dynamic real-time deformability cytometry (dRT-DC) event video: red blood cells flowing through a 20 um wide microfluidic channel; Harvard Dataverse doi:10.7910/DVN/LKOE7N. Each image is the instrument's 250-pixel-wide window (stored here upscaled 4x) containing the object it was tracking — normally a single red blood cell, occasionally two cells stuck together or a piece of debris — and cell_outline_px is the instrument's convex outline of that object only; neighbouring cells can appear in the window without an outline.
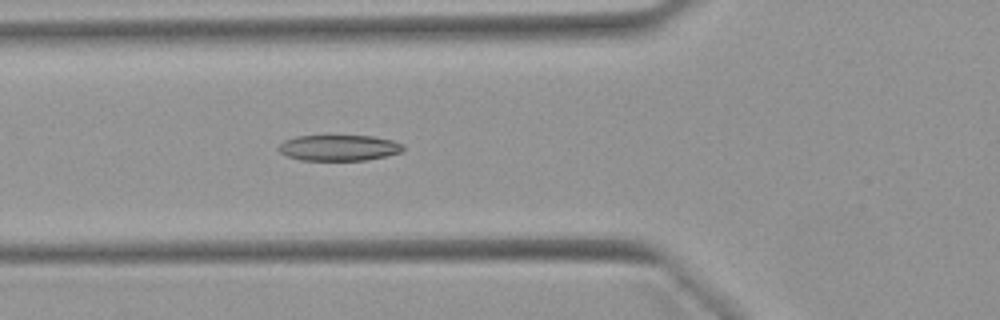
{"species": "Egyptian fruit bat (a non-hibernating species)", "species_latin": "Rousettus aegyptiacus", "temperature_condition": "warm", "stored_images_in_passage": 51, "camera_frame_rate_fps": 3000, "um_per_image_px": 0.085, "animal": {"sex": "female"}, "frame": {"image": 1, "passage_image": 18, "time_ms": 5.667, "image_size_px": [1000, 320], "cell_outline_px": [[404, 148], [400, 152], [384, 156], [364, 160], [300, 160], [288, 156], [280, 152], [276, 148], [284, 140], [296, 136], [372, 136], [392, 140], [404, 144]], "centroid_in_image_um": [28.78, 12.56], "position_along_channel_um": 97.0, "area_um2": 18.67}}
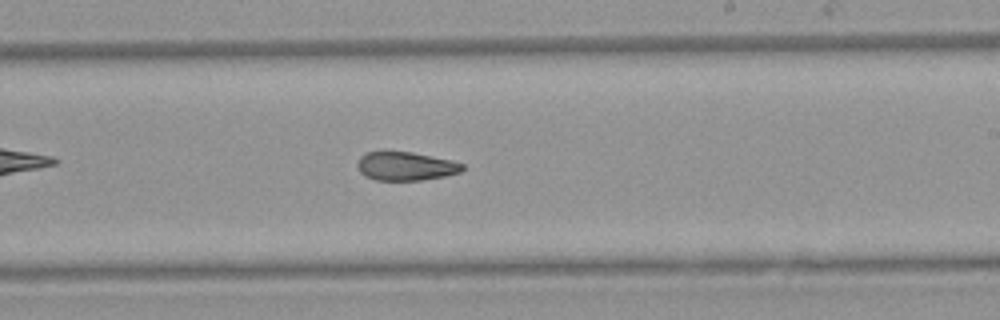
{"frame": {"image": 2, "passage_image": 30, "time_ms": 9.667, "image_size_px": [1000, 320], "cell_outline_px": [[464, 168], [460, 172], [444, 176], [420, 180], [376, 180], [364, 176], [360, 172], [356, 164], [360, 156], [364, 152], [412, 152], [452, 160], [464, 164]], "centroid_in_image_um": [34.46, 14.12], "position_along_channel_um": 254.5, "area_um2": 17.51}}
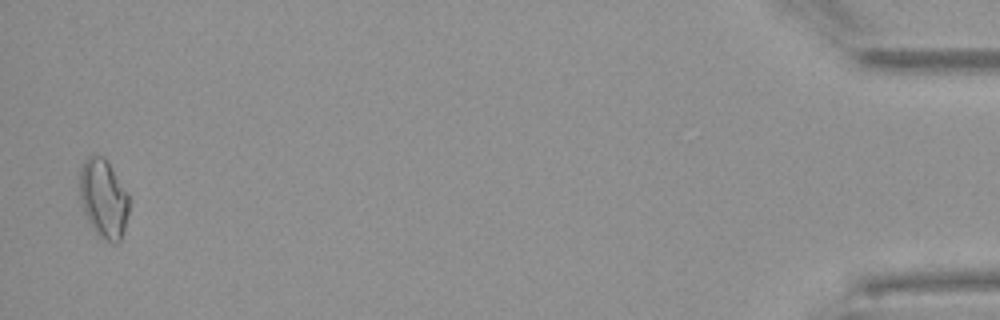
{"frame": {"image": 3, "passage_image": 50, "time_ms": 16.333, "image_size_px": [1000, 320], "cell_outline_px": [[128, 212], [124, 228], [120, 240], [116, 244], [112, 244], [100, 236], [92, 228], [84, 212], [80, 196], [80, 168], [84, 160], [88, 156], [104, 156], [128, 192]], "centroid_in_image_um": [8.8, 16.87], "position_along_channel_um": 426.4, "area_um2": 22.48}, "authors_computed_cell_mechanics": {"area_um2": 18.9584, "velocity_mm_per_s": 3.9403, "shape_relaxation_time_tau1_ms": null, "shape_relaxation_time_tau2_ms": 5.5221, "deformation_change_tau1": null, "deformation_change_tau2": 0.1417}}